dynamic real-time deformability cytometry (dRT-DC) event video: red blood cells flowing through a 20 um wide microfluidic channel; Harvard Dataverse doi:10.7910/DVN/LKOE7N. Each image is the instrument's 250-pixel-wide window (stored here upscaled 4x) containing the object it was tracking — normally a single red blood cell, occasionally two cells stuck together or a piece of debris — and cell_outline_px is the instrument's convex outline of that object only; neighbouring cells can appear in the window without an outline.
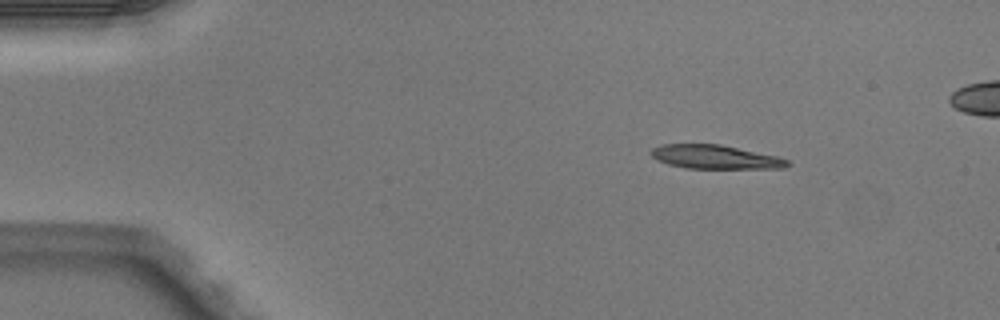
{"species": "Egyptian fruit bat (a non-hibernating species)", "species_latin": "Rousettus aegyptiacus", "temperature_condition": "warm", "stored_images_in_passage": 10, "camera_frame_rate_fps": 3000, "um_per_image_px": 0.085, "animal": {"sex": "male"}, "frame": {"image": 1, "passage_image": 1, "time_ms": 0.0, "image_size_px": [1000, 320], "cell_outline_px": [[792, 164], [784, 168], [684, 168], [668, 164], [656, 160], [648, 152], [652, 148], [660, 144], [720, 144], [776, 156], [788, 160]], "centroid_in_image_um": [60.74, 13.34], "position_along_channel_um": 24.3, "area_um2": 18.96}}